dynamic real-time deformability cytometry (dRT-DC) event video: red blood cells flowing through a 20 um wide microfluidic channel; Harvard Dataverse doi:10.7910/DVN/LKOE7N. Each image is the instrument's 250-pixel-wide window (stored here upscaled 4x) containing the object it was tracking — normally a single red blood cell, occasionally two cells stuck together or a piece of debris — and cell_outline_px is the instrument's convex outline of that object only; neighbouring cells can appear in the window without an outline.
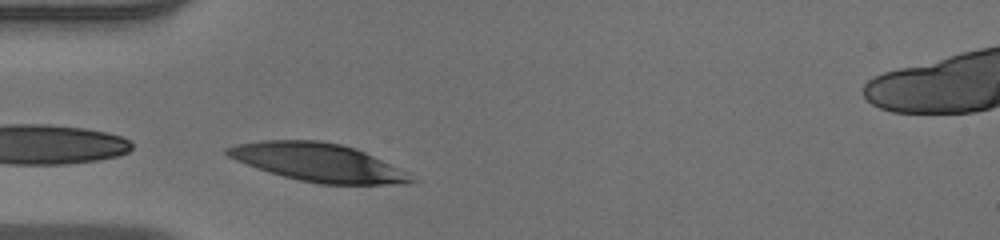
{"species": "human", "species_latin": "Homo sapiens", "temperature_condition": "warm", "stored_images_in_passage": 18, "camera_frame_rate_fps": 3000, "um_per_image_px": 0.085, "donor": {"sex": "male"}, "frame": {"image": 1, "passage_image": 1, "time_ms": 0.0, "image_size_px": [1000, 240], "cell_outline_px": [[416, 180], [408, 184], [320, 184], [300, 180], [268, 172], [236, 160], [228, 156], [224, 152], [224, 148], [236, 144], [264, 140], [316, 140], [340, 144], [356, 148], [408, 172]], "centroid_in_image_um": [27.04, 13.8], "position_along_channel_um": 58.0, "area_um2": 40.69}}
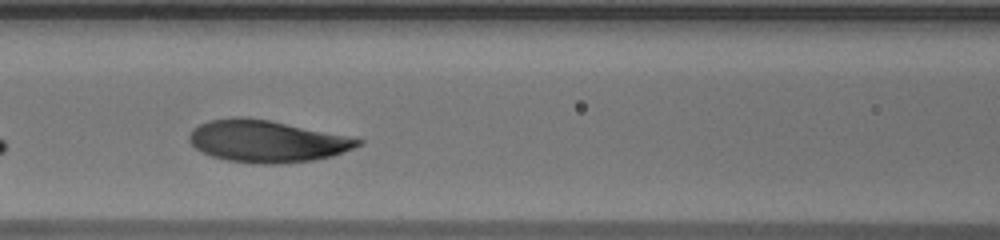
{"frame": {"image": 2, "passage_image": 8, "time_ms": 2.333, "image_size_px": [1000, 240], "cell_outline_px": [[364, 144], [332, 156], [312, 160], [276, 164], [252, 164], [228, 160], [212, 156], [200, 152], [188, 140], [188, 136], [192, 128], [208, 120], [236, 116], [248, 116], [348, 136], [364, 140]], "centroid_in_image_um": [22.64, 12.0], "position_along_channel_um": 144.0, "area_um2": 41.38}}
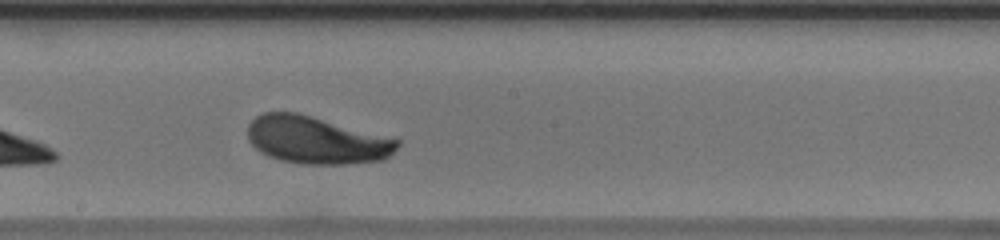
{"frame": {"image": 3, "passage_image": 14, "time_ms": 4.333, "image_size_px": [1000, 240], "cell_outline_px": [[400, 144], [384, 160], [352, 164], [300, 164], [280, 160], [268, 156], [260, 152], [248, 140], [248, 124], [256, 116], [264, 112], [296, 112], [400, 140]], "centroid_in_image_um": [26.86, 11.92], "position_along_channel_um": 221.3, "area_um2": 41.21}}